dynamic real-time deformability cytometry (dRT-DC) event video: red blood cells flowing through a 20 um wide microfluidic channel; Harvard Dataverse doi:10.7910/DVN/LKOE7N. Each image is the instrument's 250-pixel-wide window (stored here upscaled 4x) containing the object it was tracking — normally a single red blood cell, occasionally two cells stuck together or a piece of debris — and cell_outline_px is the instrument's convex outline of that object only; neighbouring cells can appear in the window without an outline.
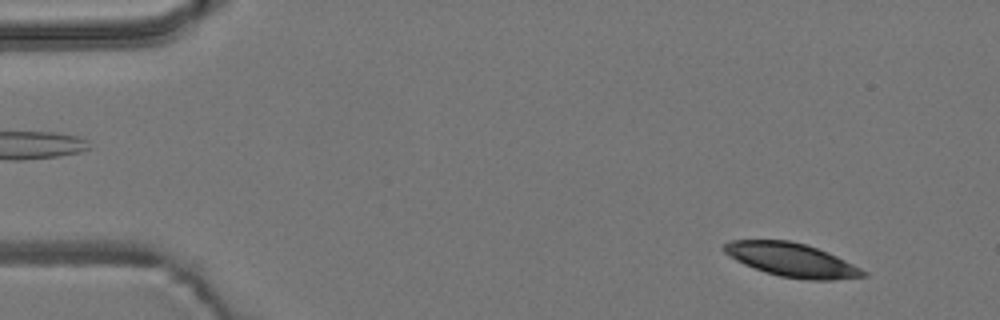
{"species": "common noctule bat (a hibernating species)", "species_latin": "Nyctalus noctula", "temperature_condition": "room temperature", "stored_images_in_passage": 4, "camera_frame_rate_fps": 3000, "um_per_image_px": 0.085, "animal": {"sex": "male", "body_mass_g": 19.2, "forearm_length_mm": 51.8}, "frame": {"image": 1, "passage_image": 1, "time_ms": 0.0, "image_size_px": [1000, 320], "cell_outline_px": [[868, 276], [832, 280], [808, 280], [780, 276], [744, 264], [728, 256], [720, 248], [728, 240], [788, 240], [804, 244], [828, 252], [868, 272]], "centroid_in_image_um": [67.27, 22.09], "position_along_channel_um": 17.7, "area_um2": 27.11}}
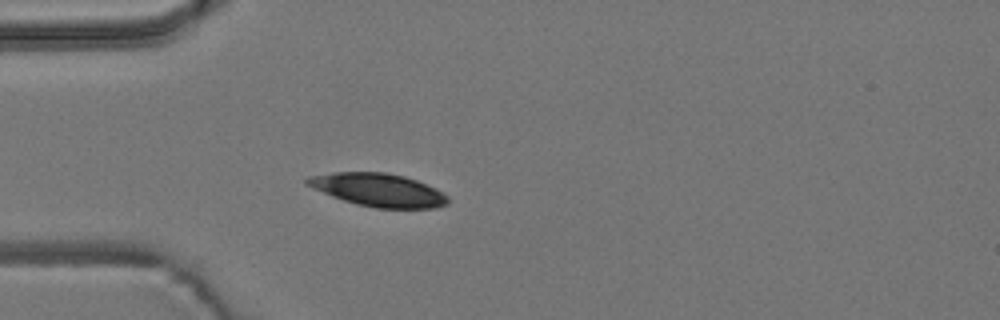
{"frame": {"image": 2, "passage_image": 4, "time_ms": 3.667, "image_size_px": [1000, 320], "cell_outline_px": [[448, 204], [436, 208], [376, 208], [356, 204], [332, 196], [312, 188], [304, 184], [304, 180], [308, 176], [332, 172], [388, 172], [404, 176], [416, 180], [436, 188], [444, 192], [448, 196]], "centroid_in_image_um": [32.15, 16.14], "position_along_channel_um": 52.8, "area_um2": 27.34}}